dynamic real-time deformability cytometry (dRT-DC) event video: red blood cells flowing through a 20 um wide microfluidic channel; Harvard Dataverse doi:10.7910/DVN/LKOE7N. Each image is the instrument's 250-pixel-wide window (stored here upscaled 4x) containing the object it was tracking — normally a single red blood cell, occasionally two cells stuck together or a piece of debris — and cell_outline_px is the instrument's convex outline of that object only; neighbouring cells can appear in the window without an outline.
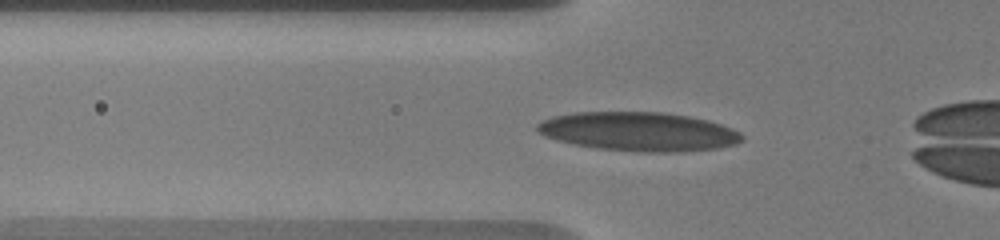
{"species": "human", "species_latin": "Homo sapiens", "temperature_condition": "warm", "stored_images_in_passage": 36, "camera_frame_rate_fps": 3000, "um_per_image_px": 0.085, "donor": {"sex": "male"}, "frame": {"image": 1, "passage_image": 6, "time_ms": 1.667, "image_size_px": [1000, 240], "cell_outline_px": [[744, 140], [736, 144], [716, 148], [684, 152], [644, 152], [596, 148], [556, 140], [544, 136], [536, 132], [536, 124], [552, 116], [572, 112], [664, 112], [688, 116], [708, 120], [732, 128], [740, 132], [744, 136]], "centroid_in_image_um": [54.29, 11.18], "position_along_channel_um": 71.5, "area_um2": 46.76}}
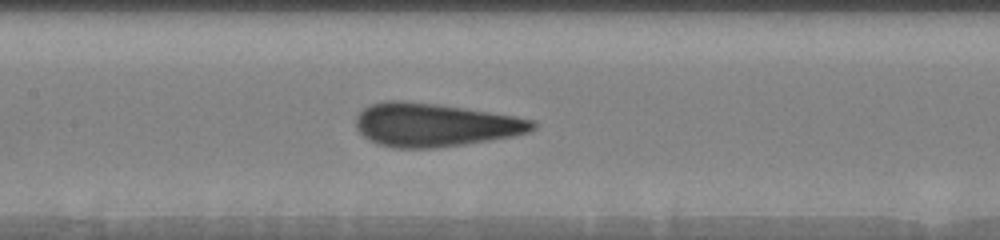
{"frame": {"image": 2, "passage_image": 14, "time_ms": 4.333, "image_size_px": [1000, 240], "cell_outline_px": [[536, 128], [528, 132], [512, 136], [464, 144], [432, 148], [396, 148], [380, 144], [368, 140], [356, 128], [356, 116], [364, 108], [372, 104], [384, 100], [404, 100], [436, 104], [464, 108], [516, 116], [536, 120]], "centroid_in_image_um": [36.95, 10.61], "position_along_channel_um": 170.5, "area_um2": 44.56}}
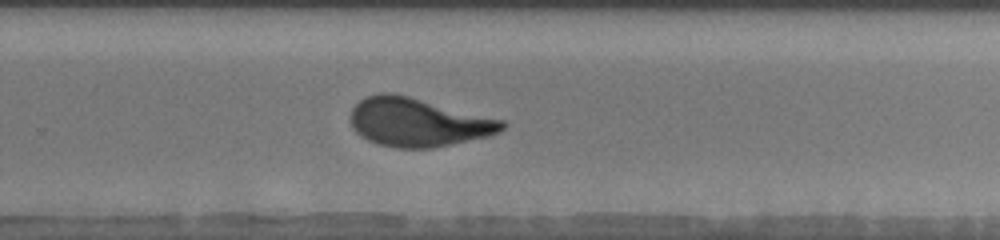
{"frame": {"image": 3, "passage_image": 24, "time_ms": 7.667, "image_size_px": [1000, 240], "cell_outline_px": [[508, 124], [500, 132], [488, 136], [432, 148], [396, 148], [380, 144], [368, 140], [360, 136], [352, 128], [352, 108], [364, 96], [380, 92], [392, 92], [504, 120]], "centroid_in_image_um": [35.52, 10.39], "position_along_channel_um": 294.3, "area_um2": 42.77}}